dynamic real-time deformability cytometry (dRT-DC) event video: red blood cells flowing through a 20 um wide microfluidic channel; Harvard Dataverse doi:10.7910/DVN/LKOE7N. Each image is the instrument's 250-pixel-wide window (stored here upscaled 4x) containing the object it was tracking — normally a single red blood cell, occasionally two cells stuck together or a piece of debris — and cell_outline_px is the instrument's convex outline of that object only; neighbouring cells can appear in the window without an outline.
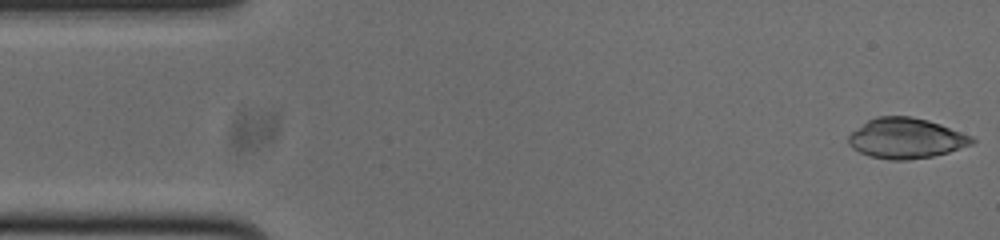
{"species": "common noctule bat (a hibernating species)", "species_latin": "Nyctalus noctula", "temperature_condition": "cold", "stored_images_in_passage": 52, "camera_frame_rate_fps": 3000, "um_per_image_px": 0.085, "animal": {"sex": "male", "body_mass_g": 20.0, "forearm_length_mm": 53.3}, "frame": {"image": 1, "passage_image": 1, "time_ms": 0.0, "image_size_px": [1000, 240], "cell_outline_px": [[976, 140], [972, 144], [948, 152], [932, 156], [908, 160], [892, 160], [868, 156], [852, 148], [848, 144], [848, 136], [852, 132], [868, 120], [876, 116], [912, 116], [928, 120], [940, 124], [972, 136]], "centroid_in_image_um": [77.0, 11.75], "position_along_channel_um": 8.0, "area_um2": 28.96}}